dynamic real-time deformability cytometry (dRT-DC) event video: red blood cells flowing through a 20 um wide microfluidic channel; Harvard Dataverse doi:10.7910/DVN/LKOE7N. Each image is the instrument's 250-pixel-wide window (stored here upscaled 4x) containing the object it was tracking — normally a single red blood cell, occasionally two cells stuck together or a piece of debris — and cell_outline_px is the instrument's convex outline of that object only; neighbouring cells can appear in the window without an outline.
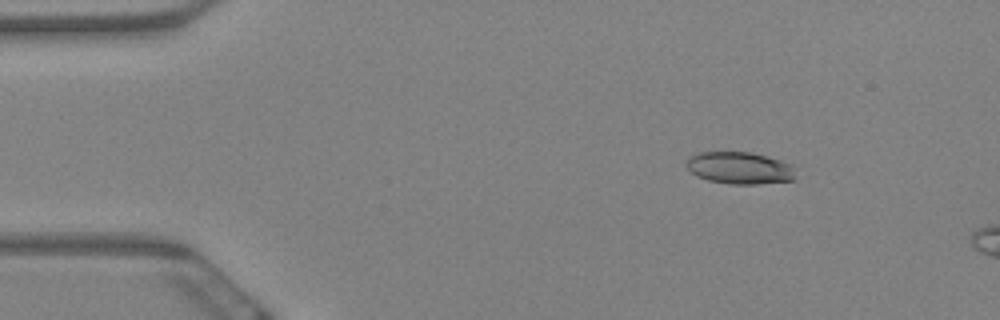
{"species": "Egyptian fruit bat (a non-hibernating species)", "species_latin": "Rousettus aegyptiacus", "temperature_condition": "warm", "stored_images_in_passage": 5, "camera_frame_rate_fps": 3000, "um_per_image_px": 0.085, "animal": {"sex": "female"}, "frame": {"image": 1, "passage_image": 3, "time_ms": 0.667, "image_size_px": [1000, 320], "cell_outline_px": [[792, 180], [756, 184], [732, 184], [708, 180], [696, 176], [688, 168], [688, 156], [700, 152], [752, 152], [780, 160], [788, 164], [792, 168]], "centroid_in_image_um": [62.81, 14.27], "position_along_channel_um": 22.2, "area_um2": 20.0}}